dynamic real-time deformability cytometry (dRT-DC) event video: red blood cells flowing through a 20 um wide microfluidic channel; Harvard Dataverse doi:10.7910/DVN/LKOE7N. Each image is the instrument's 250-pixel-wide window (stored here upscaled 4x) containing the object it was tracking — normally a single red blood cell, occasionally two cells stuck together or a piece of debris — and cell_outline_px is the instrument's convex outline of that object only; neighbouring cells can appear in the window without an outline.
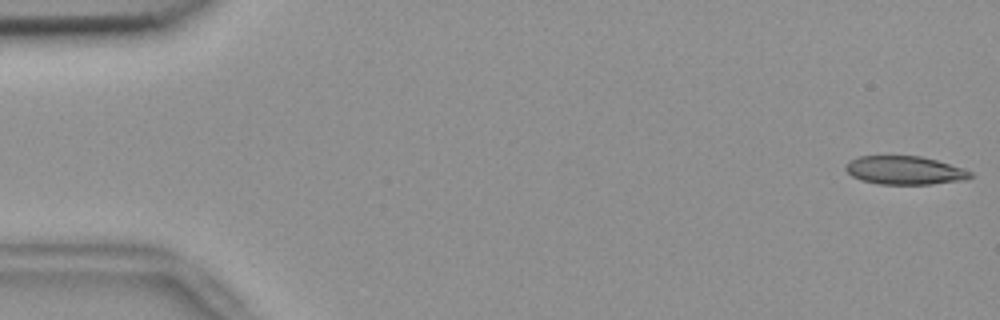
{"species": "common noctule bat (a hibernating species)", "species_latin": "Nyctalus noctula", "temperature_condition": "room temperature", "stored_images_in_passage": 16, "camera_frame_rate_fps": 3000, "um_per_image_px": 0.085, "animal": {"sex": "female", "body_mass_g": 18.4}, "frame": {"image": 1, "passage_image": 1, "time_ms": 0.0, "image_size_px": [1000, 320], "cell_outline_px": [[972, 176], [964, 180], [932, 184], [880, 184], [860, 180], [852, 176], [844, 168], [852, 160], [860, 156], [920, 156], [936, 160], [964, 168], [972, 172]], "centroid_in_image_um": [76.93, 14.48], "position_along_channel_um": 8.1, "area_um2": 20.52}}
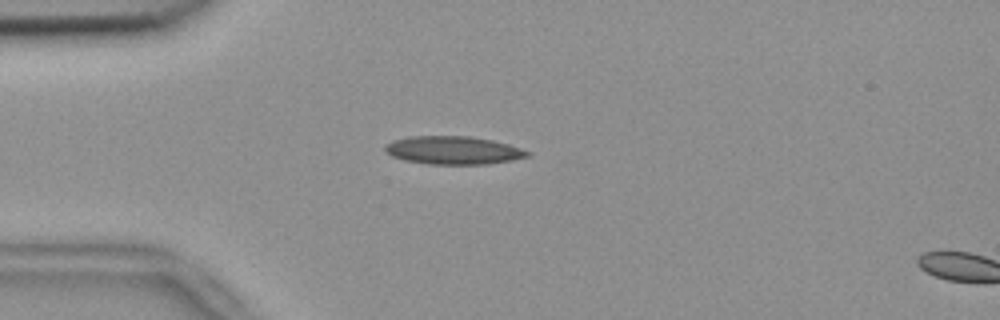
{"frame": {"image": 2, "passage_image": 14, "time_ms": 4.333, "image_size_px": [1000, 320], "cell_outline_px": [[532, 156], [512, 160], [488, 164], [428, 164], [404, 160], [392, 156], [384, 148], [384, 144], [392, 140], [408, 136], [468, 136], [492, 140], [508, 144], [532, 152]], "centroid_in_image_um": [38.54, 12.77], "position_along_channel_um": 46.5, "area_um2": 23.47}}